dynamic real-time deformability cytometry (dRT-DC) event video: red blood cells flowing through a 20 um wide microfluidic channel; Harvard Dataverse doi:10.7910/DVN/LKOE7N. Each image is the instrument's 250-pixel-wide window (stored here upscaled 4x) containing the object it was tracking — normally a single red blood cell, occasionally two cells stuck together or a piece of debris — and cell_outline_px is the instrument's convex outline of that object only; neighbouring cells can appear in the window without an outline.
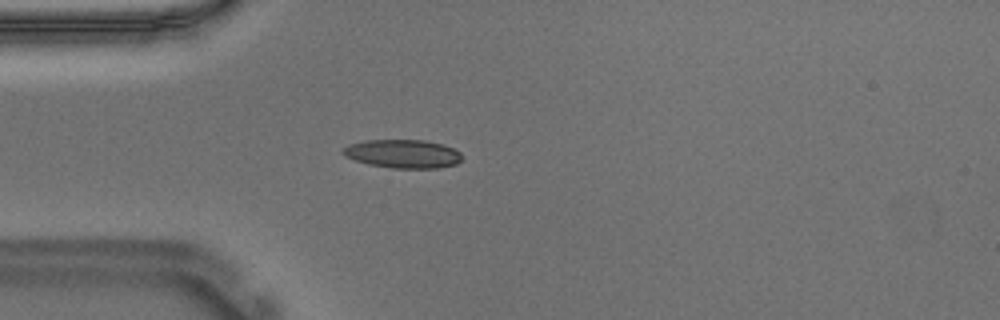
{"species": "Egyptian fruit bat (a non-hibernating species)", "species_latin": "Rousettus aegyptiacus", "temperature_condition": "warm", "stored_images_in_passage": 40, "camera_frame_rate_fps": 3000, "um_per_image_px": 0.085, "animal": {"sex": "male"}, "frame": {"image": 1, "passage_image": 1, "time_ms": 0.0, "image_size_px": [1000, 320], "cell_outline_px": [[460, 160], [456, 164], [440, 168], [392, 168], [368, 164], [344, 156], [340, 152], [348, 144], [364, 140], [424, 140], [444, 144], [460, 152]], "centroid_in_image_um": [34.22, 13.07], "position_along_channel_um": 50.8, "area_um2": 19.83}}
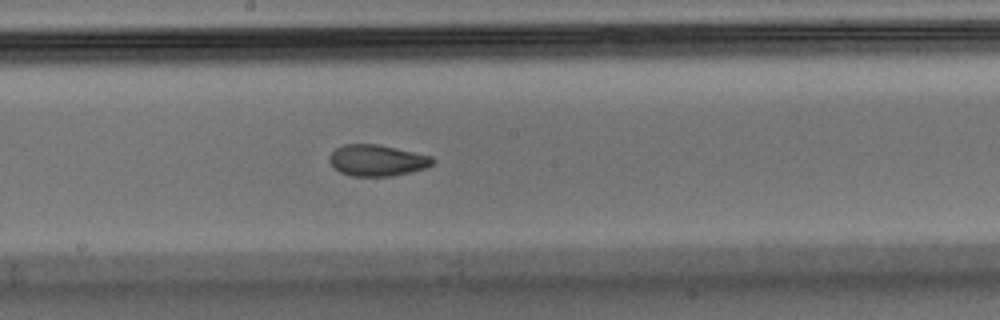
{"frame": {"image": 2, "passage_image": 15, "time_ms": 4.667, "image_size_px": [1000, 320], "cell_outline_px": [[436, 160], [432, 164], [424, 168], [392, 176], [352, 176], [340, 172], [328, 160], [332, 152], [336, 148], [344, 144], [376, 144], [396, 148], [432, 156]], "centroid_in_image_um": [32.05, 13.63], "position_along_channel_um": 216.2, "area_um2": 18.61}}
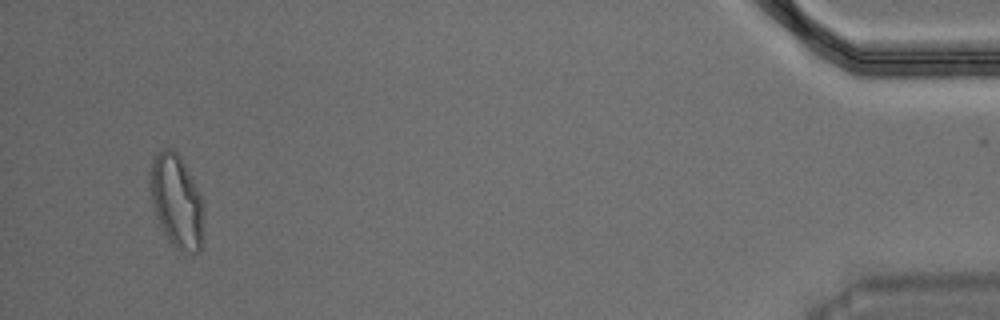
{"frame": {"image": 3, "passage_image": 38, "time_ms": 12.333, "image_size_px": [1000, 320], "cell_outline_px": [[204, 208], [200, 252], [180, 252], [168, 240], [156, 216], [152, 204], [148, 184], [152, 156], [156, 152], [164, 148], [168, 148], [176, 152], [180, 156], [200, 196]], "centroid_in_image_um": [14.97, 17.09], "position_along_channel_um": 420.2, "area_um2": 29.13}, "authors_computed_cell_mechanics": {"area_um2": 19.6231, "velocity_mm_per_s": 3.6886, "shape_relaxation_time_tau1_ms": 8.1719, "shape_relaxation_time_tau2_ms": 1.1701, "deformation_change_tau1": 0.2288, "deformation_change_tau2": 0.0665}}